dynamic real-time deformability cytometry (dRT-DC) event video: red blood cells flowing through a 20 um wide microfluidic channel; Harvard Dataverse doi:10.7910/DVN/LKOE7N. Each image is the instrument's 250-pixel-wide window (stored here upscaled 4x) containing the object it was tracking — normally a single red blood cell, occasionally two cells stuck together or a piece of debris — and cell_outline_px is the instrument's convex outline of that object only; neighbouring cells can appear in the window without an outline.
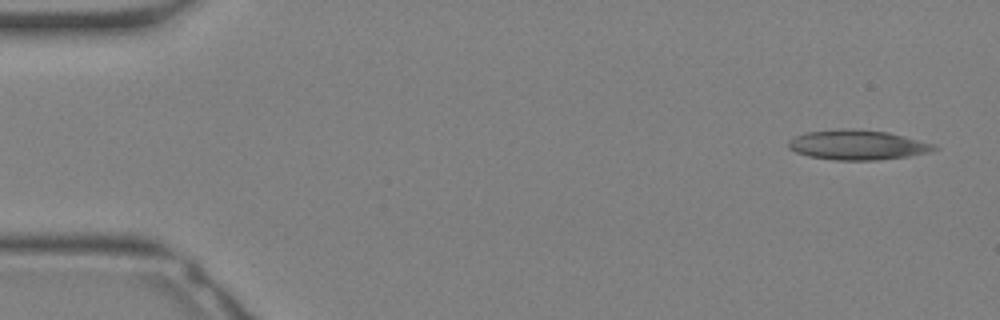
{"species": "Egyptian fruit bat (a non-hibernating species)", "species_latin": "Rousettus aegyptiacus", "temperature_condition": "warm", "stored_images_in_passage": 11, "camera_frame_rate_fps": 3000, "um_per_image_px": 0.085, "animal": {"sex": "female"}, "frame": {"image": 1, "passage_image": 1, "time_ms": 0.0, "image_size_px": [1000, 320], "cell_outline_px": [[940, 148], [928, 152], [908, 156], [880, 160], [836, 160], [808, 156], [796, 152], [788, 148], [788, 140], [796, 136], [808, 132], [840, 128], [888, 132], [936, 144]], "centroid_in_image_um": [72.9, 12.32], "position_along_channel_um": 12.1, "area_um2": 25.26}}
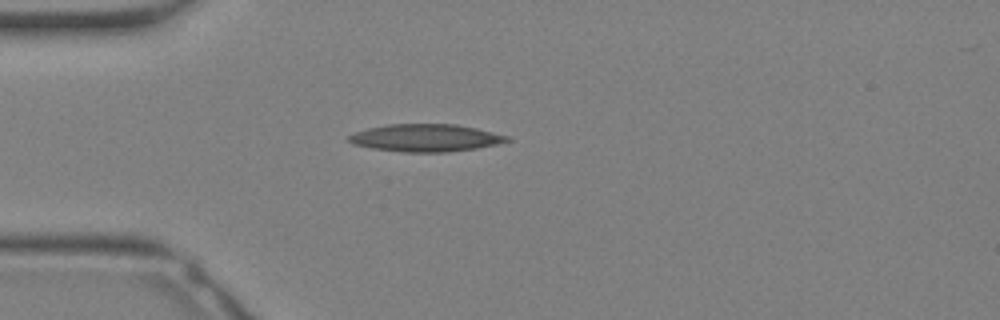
{"frame": {"image": 2, "passage_image": 8, "time_ms": 2.333, "image_size_px": [1000, 320], "cell_outline_px": [[512, 140], [496, 144], [476, 148], [448, 152], [404, 152], [372, 148], [352, 144], [348, 140], [348, 136], [356, 132], [368, 128], [388, 124], [456, 124], [476, 128], [512, 136]], "centroid_in_image_um": [36.22, 11.71], "position_along_channel_um": 48.8, "area_um2": 25.37}}
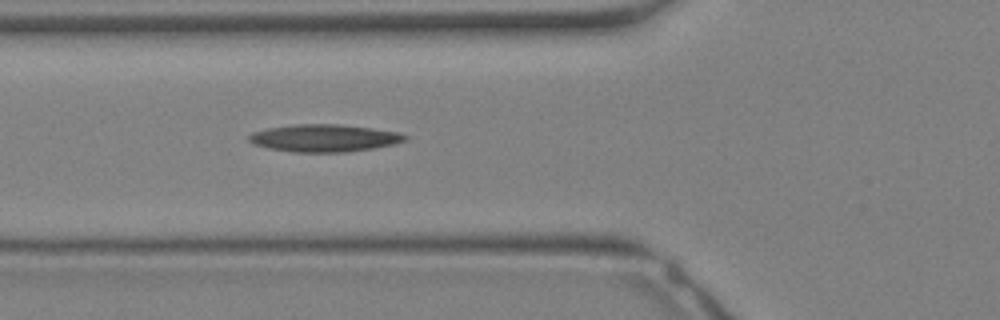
{"frame": {"image": 3, "passage_image": 11, "time_ms": 3.333, "image_size_px": [1000, 320], "cell_outline_px": [[408, 140], [392, 144], [372, 148], [344, 152], [292, 152], [268, 148], [252, 144], [248, 140], [248, 136], [252, 132], [268, 128], [296, 124], [340, 124], [372, 128], [400, 132], [408, 136]], "centroid_in_image_um": [27.55, 11.73], "position_along_channel_um": 98.3, "area_um2": 24.97}}